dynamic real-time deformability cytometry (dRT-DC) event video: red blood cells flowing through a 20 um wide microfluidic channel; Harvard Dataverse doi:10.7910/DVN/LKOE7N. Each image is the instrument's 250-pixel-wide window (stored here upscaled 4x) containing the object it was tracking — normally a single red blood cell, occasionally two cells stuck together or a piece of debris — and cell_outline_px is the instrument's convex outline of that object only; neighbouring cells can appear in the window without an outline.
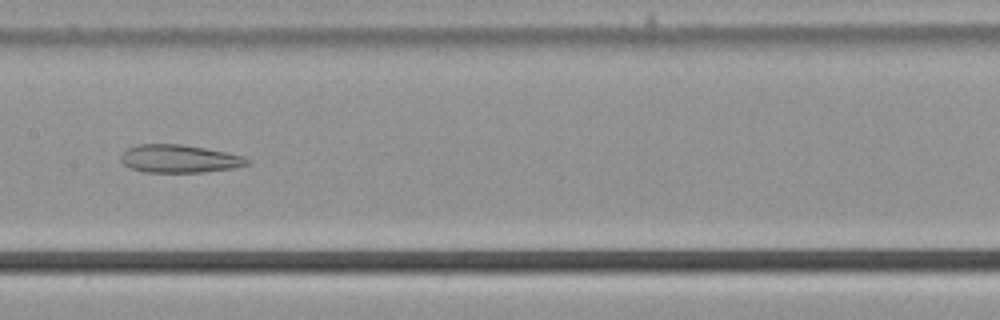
{"species": "common noctule bat (a hibernating species)", "species_latin": "Nyctalus noctula", "temperature_condition": "cold", "stored_images_in_passage": 53, "camera_frame_rate_fps": 3000, "um_per_image_px": 0.085, "animal": {"sex": "male", "body_mass_g": 21.5, "forearm_length_mm": 52.0}, "frame": {"image": 1, "passage_image": 28, "time_ms": 9.0, "image_size_px": [1000, 320], "cell_outline_px": [[252, 160], [248, 164], [236, 168], [204, 172], [144, 172], [128, 168], [120, 160], [120, 156], [128, 148], [140, 144], [180, 144], [228, 152], [244, 156]], "centroid_in_image_um": [15.27, 13.5], "position_along_channel_um": 192.1, "area_um2": 20.75}}
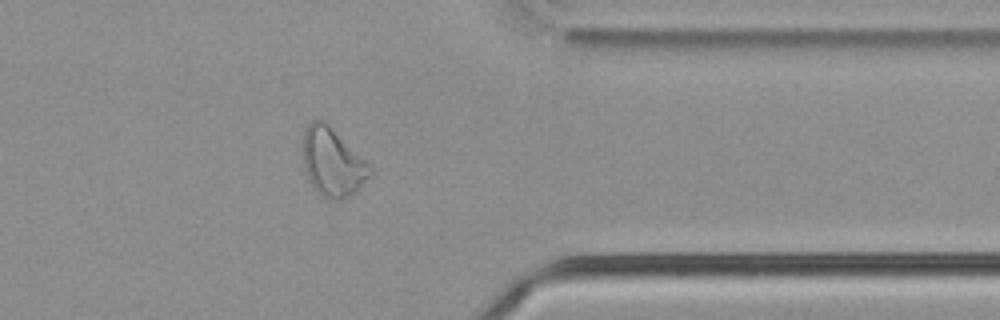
{"frame": {"image": 2, "passage_image": 44, "time_ms": 14.333, "image_size_px": [1000, 320], "cell_outline_px": [[372, 176], [348, 196], [340, 200], [332, 200], [320, 196], [316, 192], [308, 180], [304, 168], [304, 128], [312, 120], [324, 120], [372, 168]], "centroid_in_image_um": [28.24, 13.82], "position_along_channel_um": 383.2, "area_um2": 26.3}}
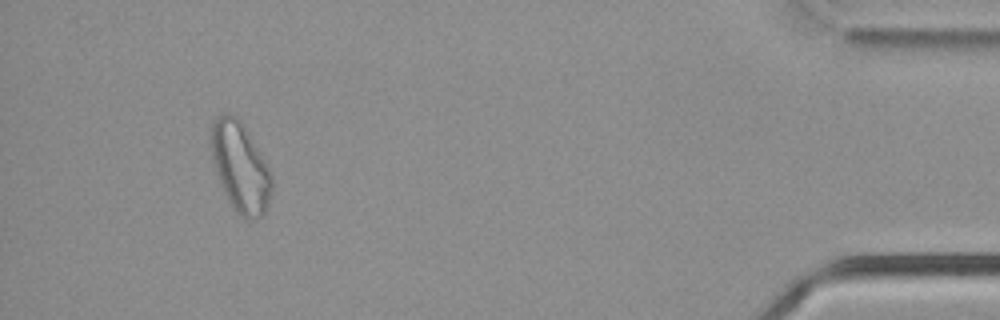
{"frame": {"image": 3, "passage_image": 51, "time_ms": 16.667, "image_size_px": [1000, 320], "cell_outline_px": [[272, 188], [268, 204], [264, 216], [248, 220], [244, 220], [236, 212], [228, 200], [224, 192], [216, 168], [208, 140], [212, 124], [224, 112], [232, 112], [240, 120], [268, 164], [272, 176]], "centroid_in_image_um": [20.44, 14.21], "position_along_channel_um": 414.8, "area_um2": 31.79}}